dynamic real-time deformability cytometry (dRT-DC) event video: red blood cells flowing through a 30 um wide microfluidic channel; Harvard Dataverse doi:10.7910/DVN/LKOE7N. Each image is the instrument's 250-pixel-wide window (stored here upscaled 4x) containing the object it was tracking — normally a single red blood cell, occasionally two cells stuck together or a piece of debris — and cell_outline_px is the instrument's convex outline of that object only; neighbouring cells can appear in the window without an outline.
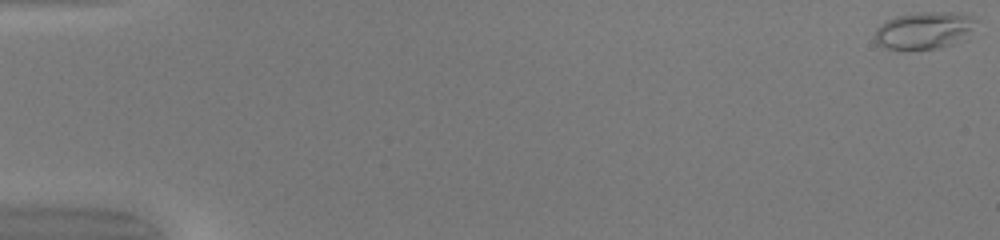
{"species": "common noctule bat (a hibernating species)", "species_latin": "Nyctalus noctula", "temperature_condition": "warm", "stored_images_in_passage": 50, "camera_frame_rate_fps": 3000, "um_per_image_px": 0.085, "animal": {"sex": "female", "body_mass_g": 20.0, "forearm_length_mm": 54.0}, "frame": {"image": 1, "passage_image": 1, "time_ms": 0.0, "image_size_px": [1000, 240], "cell_outline_px": [[976, 20], [968, 40], [940, 48], [884, 48], [876, 44], [876, 28], [880, 24], [896, 16], [920, 12], [956, 12], [972, 16]], "centroid_in_image_um": [78.62, 2.58], "position_along_channel_um": 6.4, "area_um2": 21.96}}
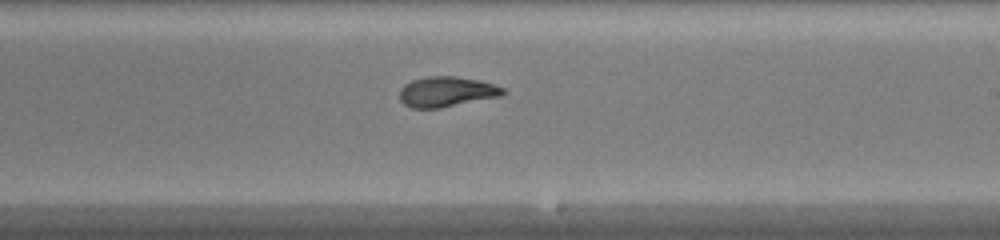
{"frame": {"image": 2, "passage_image": 31, "time_ms": 10.0, "image_size_px": [1000, 240], "cell_outline_px": [[508, 92], [504, 96], [440, 108], [412, 108], [404, 104], [400, 100], [400, 88], [404, 84], [412, 80], [428, 76], [456, 76], [480, 80], [504, 88]], "centroid_in_image_um": [38.0, 7.8], "position_along_channel_um": 251.0, "area_um2": 18.5}}
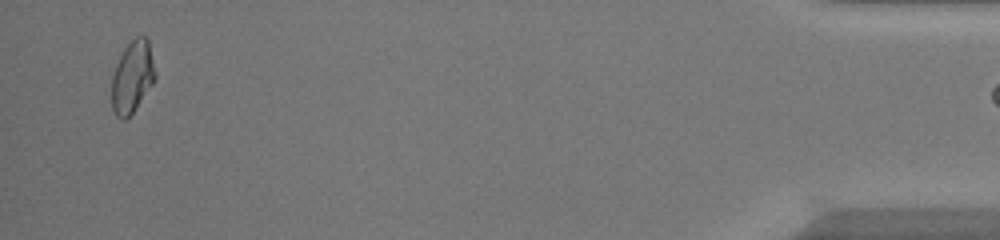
{"frame": {"image": 3, "passage_image": 49, "time_ms": 16.0, "image_size_px": [1000, 240], "cell_outline_px": [[156, 76], [152, 84], [132, 112], [124, 120], [120, 120], [116, 116], [112, 108], [112, 76], [116, 64], [124, 48], [136, 36], [144, 36], [148, 40], [156, 72]], "centroid_in_image_um": [11.24, 6.53], "position_along_channel_um": 424.0, "area_um2": 17.98}}